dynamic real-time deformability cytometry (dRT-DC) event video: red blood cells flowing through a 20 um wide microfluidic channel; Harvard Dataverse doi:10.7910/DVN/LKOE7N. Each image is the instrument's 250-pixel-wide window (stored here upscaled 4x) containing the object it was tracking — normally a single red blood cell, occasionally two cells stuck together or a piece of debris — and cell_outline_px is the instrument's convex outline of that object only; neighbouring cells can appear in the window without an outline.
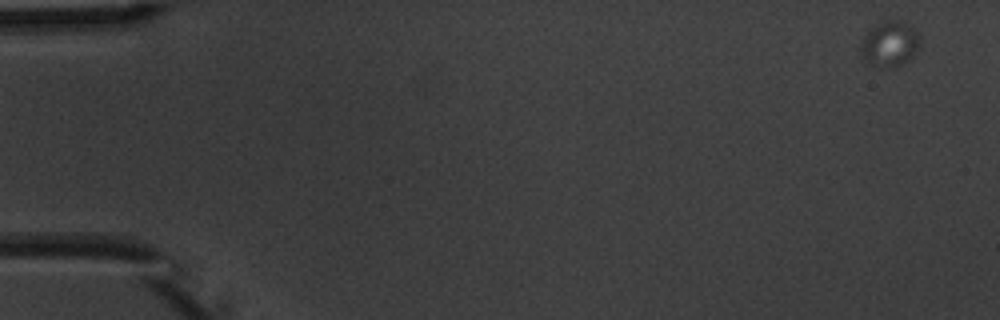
{"species": "common noctule bat (a hibernating species)", "species_latin": "Nyctalus noctula", "temperature_condition": "warm", "stored_images_in_passage": 6, "segment_of_instrument_passage": [1, 2], "camera_frame_rate_fps": 3000, "um_per_image_px": 0.085, "animal": {"sex": "male", "body_mass_g": 20.1, "forearm_length_mm": 53.5}, "frame": {"image": 1, "passage_image": 1, "time_ms": 0.0, "image_size_px": [1000, 320], "cell_outline_px": [[920, 48], [908, 60], [900, 64], [888, 68], [880, 68], [864, 64], [860, 52], [860, 44], [864, 36], [872, 28], [892, 16], [912, 28], [920, 36]], "centroid_in_image_um": [75.59, 3.75], "position_along_channel_um": 9.4, "area_um2": 16.01}}
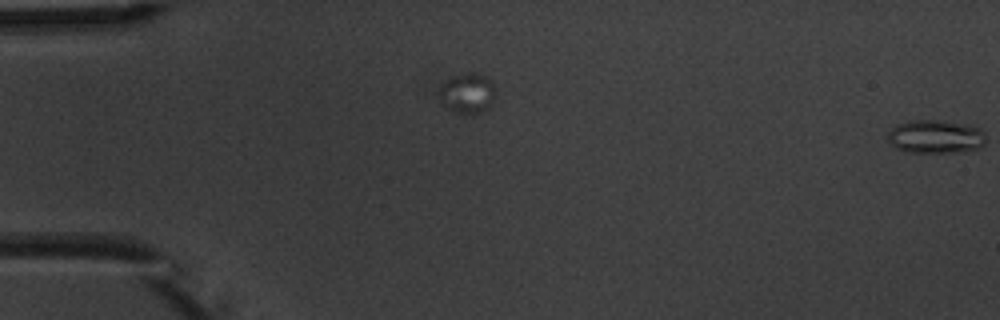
{"frame": {"image": 2, "passage_image": 5, "time_ms": 4.667, "image_size_px": [1000, 320], "cell_outline_px": [[496, 88], [492, 104], [480, 112], [472, 116], [464, 116], [452, 112], [444, 104], [436, 92], [440, 84], [452, 76], [460, 72], [476, 72], [492, 80]], "centroid_in_image_um": [39.7, 7.92], "position_along_channel_um": 45.3, "area_um2": 13.93}}